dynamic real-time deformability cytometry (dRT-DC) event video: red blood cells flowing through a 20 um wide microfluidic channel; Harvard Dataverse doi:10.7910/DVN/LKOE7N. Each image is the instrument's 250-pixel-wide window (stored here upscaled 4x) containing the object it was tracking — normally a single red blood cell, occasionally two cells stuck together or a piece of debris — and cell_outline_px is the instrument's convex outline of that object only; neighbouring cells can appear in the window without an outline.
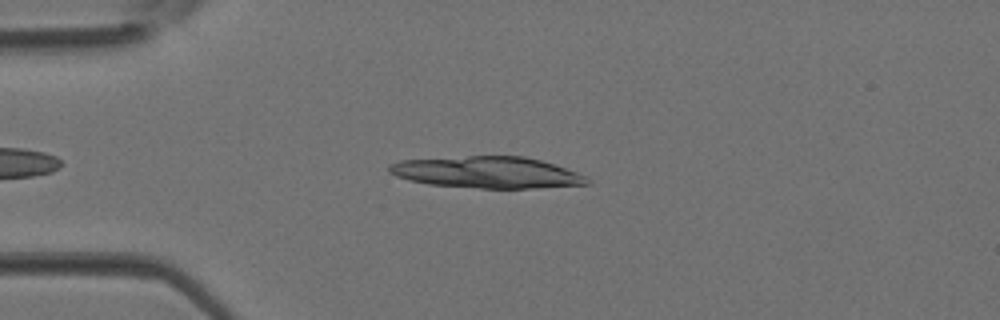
{"species": "Egyptian fruit bat (a non-hibernating species)", "species_latin": "Rousettus aegyptiacus", "temperature_condition": "room temperature", "stored_images_in_passage": 3, "camera_frame_rate_fps": 3000, "um_per_image_px": 0.085, "animal": {"sex": "female"}, "frame": {"image": 1, "passage_image": 3, "time_ms": 0.667, "image_size_px": [1000, 320], "cell_outline_px": [[592, 184], [532, 188], [480, 188], [428, 184], [408, 180], [396, 176], [388, 172], [388, 164], [400, 160], [468, 156], [524, 156], [540, 160], [576, 172], [592, 180]], "centroid_in_image_um": [41.38, 14.65], "position_along_channel_um": 43.6, "area_um2": 36.36}}